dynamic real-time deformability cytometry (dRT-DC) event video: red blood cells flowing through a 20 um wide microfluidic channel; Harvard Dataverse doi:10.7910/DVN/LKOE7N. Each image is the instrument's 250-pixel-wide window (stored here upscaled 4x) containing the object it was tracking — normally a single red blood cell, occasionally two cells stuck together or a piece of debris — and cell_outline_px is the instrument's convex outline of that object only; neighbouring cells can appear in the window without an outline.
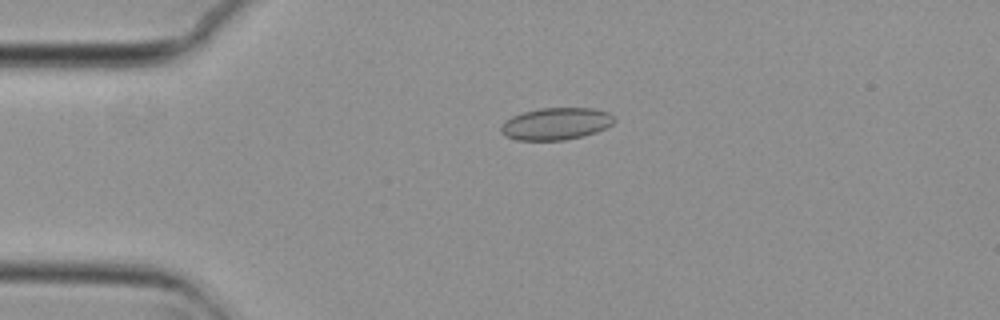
{"species": "common noctule bat (a hibernating species)", "species_latin": "Nyctalus noctula", "temperature_condition": "cold", "stored_images_in_passage": 54, "camera_frame_rate_fps": 3000, "um_per_image_px": 0.085, "animal": {"sex": "female", "body_mass_g": 29.2, "forearm_length_mm": 56.3}, "frame": {"image": 1, "passage_image": 11, "time_ms": 3.333, "image_size_px": [1000, 320], "cell_outline_px": [[616, 120], [612, 124], [596, 132], [564, 140], [516, 140], [504, 136], [500, 128], [504, 120], [512, 116], [524, 112], [540, 108], [596, 108], [608, 112]], "centroid_in_image_um": [47.24, 10.51], "position_along_channel_um": 37.8, "area_um2": 21.15}}
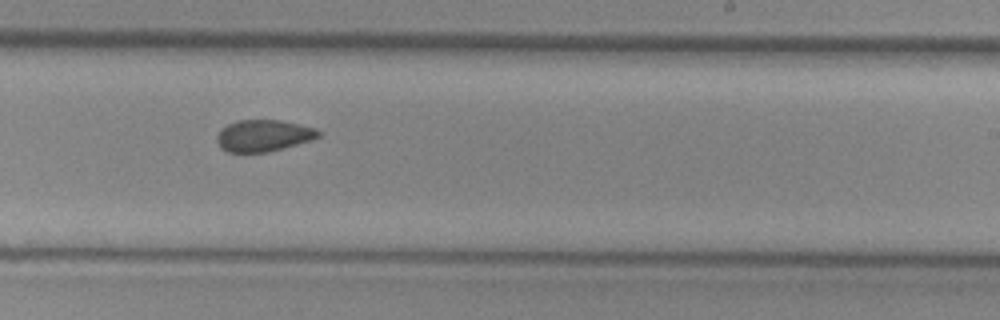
{"frame": {"image": 2, "passage_image": 32, "time_ms": 10.333, "image_size_px": [1000, 320], "cell_outline_px": [[320, 136], [312, 140], [268, 152], [228, 152], [220, 148], [216, 140], [216, 136], [228, 124], [236, 120], [280, 120], [316, 128], [320, 132]], "centroid_in_image_um": [22.39, 11.53], "position_along_channel_um": 266.6, "area_um2": 18.67}}
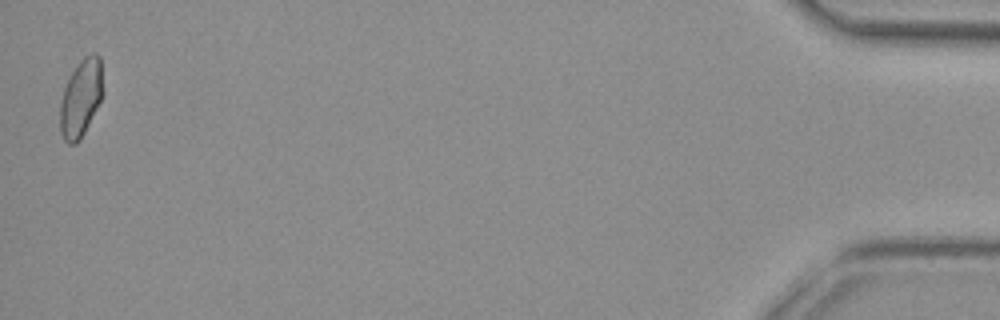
{"frame": {"image": 3, "passage_image": 53, "time_ms": 17.333, "image_size_px": [1000, 320], "cell_outline_px": [[104, 92], [80, 140], [76, 144], [68, 144], [64, 140], [60, 132], [60, 104], [64, 88], [72, 72], [80, 60], [84, 56], [92, 52], [96, 52], [100, 56]], "centroid_in_image_um": [6.88, 8.31], "position_along_channel_um": 428.3, "area_um2": 19.36}, "authors_computed_cell_mechanics": {"area_um2": 19.4497, "velocity_mm_per_s": 3.7322, "shape_relaxation_time_tau1_ms": 9.4427, "shape_relaxation_time_tau2_ms": 2.2917, "deformation_change_tau1": 0.1103, "deformation_change_tau2": 0.0597}}